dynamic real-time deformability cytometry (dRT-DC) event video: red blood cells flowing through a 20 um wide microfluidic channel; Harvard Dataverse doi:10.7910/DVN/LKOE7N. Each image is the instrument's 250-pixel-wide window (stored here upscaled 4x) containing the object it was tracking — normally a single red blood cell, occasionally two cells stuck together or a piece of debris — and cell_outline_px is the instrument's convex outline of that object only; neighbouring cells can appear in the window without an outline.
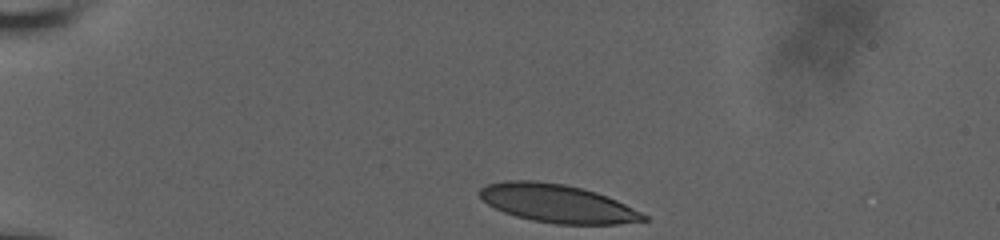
{"species": "human", "species_latin": "Homo sapiens", "temperature_condition": "room temperature", "stored_images_in_passage": 64, "camera_frame_rate_fps": 3000, "um_per_image_px": 0.085, "donor": {"sex": "male"}, "frame": {"image": 1, "passage_image": 1, "time_ms": 0.0, "image_size_px": [1000, 240], "cell_outline_px": [[648, 220], [616, 224], [556, 224], [532, 220], [516, 216], [504, 212], [488, 204], [476, 192], [480, 188], [488, 184], [504, 180], [536, 180], [564, 184], [596, 192], [616, 200], [648, 216]], "centroid_in_image_um": [47.34, 17.28], "position_along_channel_um": 37.7, "area_um2": 36.3}}
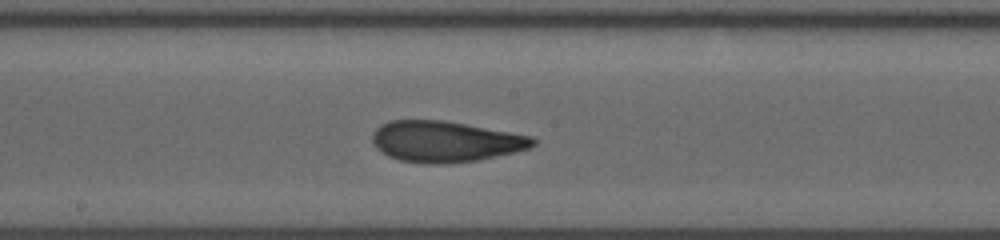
{"frame": {"image": 2, "passage_image": 31, "time_ms": 6.333, "image_size_px": [1000, 240], "cell_outline_px": [[536, 144], [528, 148], [516, 152], [476, 160], [436, 164], [432, 164], [400, 160], [388, 156], [376, 148], [372, 140], [372, 132], [380, 124], [388, 120], [444, 120], [532, 136], [536, 140]], "centroid_in_image_um": [37.82, 12.01], "position_along_channel_um": 210.4, "area_um2": 38.21}}
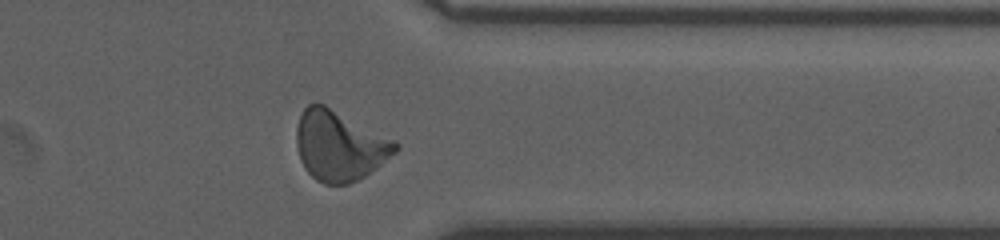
{"frame": {"image": 3, "passage_image": 62, "time_ms": 11.0, "image_size_px": [1000, 240], "cell_outline_px": [[400, 148], [396, 152], [376, 168], [364, 176], [348, 184], [324, 184], [316, 180], [304, 168], [300, 160], [296, 144], [296, 128], [300, 112], [308, 104], [324, 104], [396, 140], [400, 144]], "centroid_in_image_um": [28.85, 12.37], "position_along_channel_um": 382.6, "area_um2": 40.52}, "authors_computed_cell_mechanics": {"area_um2": 37.6856, "velocity_mm_per_s": 3.7694, "shape_relaxation_time_tau1_ms": null, "shape_relaxation_time_tau2_ms": 1.7782, "deformation_change_tau1": null, "deformation_change_tau2": 0.0962}}